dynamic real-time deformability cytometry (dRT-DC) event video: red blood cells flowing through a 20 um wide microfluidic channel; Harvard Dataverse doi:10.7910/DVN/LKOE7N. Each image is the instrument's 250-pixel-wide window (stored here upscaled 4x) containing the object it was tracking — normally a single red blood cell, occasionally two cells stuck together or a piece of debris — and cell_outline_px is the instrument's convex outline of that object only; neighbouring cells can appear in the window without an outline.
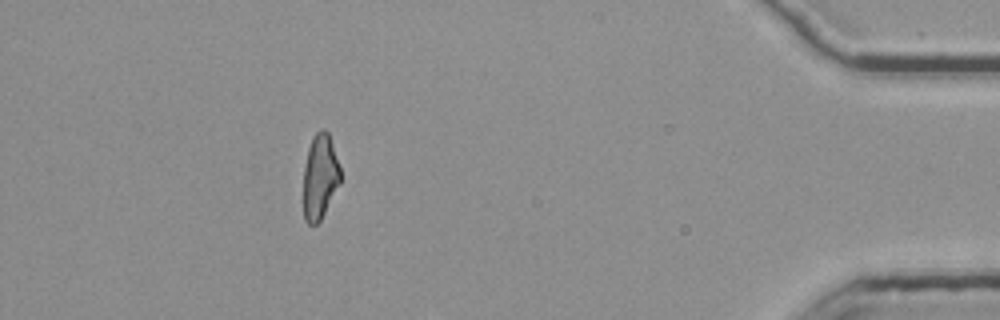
{"species": "common noctule bat (a hibernating species)", "species_latin": "Nyctalus noctula", "temperature_condition": "room temperature", "stored_images_in_passage": 52, "segment_of_instrument_passage": [2, 2], "camera_frame_rate_fps": 3000, "um_per_image_px": 0.085, "animal": {"sex": "female", "body_mass_g": 25.1}, "frame": {"image": 1, "passage_image": 47, "time_ms": 15.333, "image_size_px": [1000, 320], "cell_outline_px": [[340, 184], [320, 220], [316, 224], [308, 224], [304, 220], [304, 164], [308, 148], [312, 136], [320, 128], [324, 128], [328, 132], [340, 168]], "centroid_in_image_um": [27.19, 14.99], "position_along_channel_um": 408.0, "area_um2": 18.26}}